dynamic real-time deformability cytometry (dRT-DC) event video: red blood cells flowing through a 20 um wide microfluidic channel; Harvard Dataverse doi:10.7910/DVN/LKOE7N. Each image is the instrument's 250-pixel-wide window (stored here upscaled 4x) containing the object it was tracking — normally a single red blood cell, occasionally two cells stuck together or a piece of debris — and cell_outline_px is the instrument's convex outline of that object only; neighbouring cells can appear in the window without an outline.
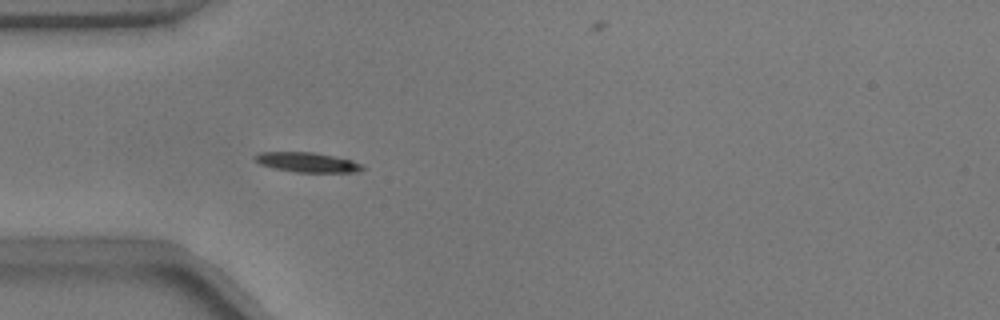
{"species": "common noctule bat (a hibernating species)", "species_latin": "Nyctalus noctula", "temperature_condition": "warm", "stored_images_in_passage": 41, "camera_frame_rate_fps": 3000, "um_per_image_px": 0.085, "animal": {"sex": "male", "body_mass_g": 17.9}, "frame": {"image": 1, "passage_image": 3, "time_ms": 0.667, "image_size_px": [1000, 320], "cell_outline_px": [[364, 168], [356, 172], [296, 172], [272, 168], [260, 164], [252, 156], [260, 152], [312, 152], [352, 160], [360, 164]], "centroid_in_image_um": [26.06, 13.79], "position_along_channel_um": 58.9, "area_um2": 12.25}}
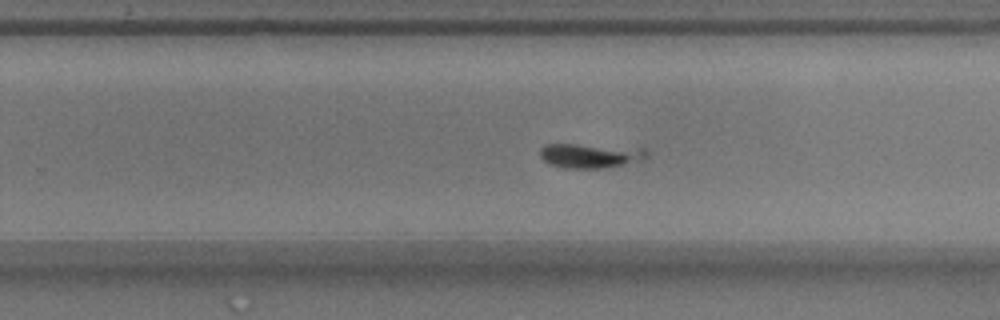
{"frame": {"image": 2, "passage_image": 21, "time_ms": 6.667, "image_size_px": [1000, 320], "cell_outline_px": [[648, 156], [620, 164], [600, 168], [564, 168], [548, 164], [540, 156], [540, 148], [544, 144], [576, 144], [648, 148]], "centroid_in_image_um": [50.1, 13.2], "position_along_channel_um": 279.7, "area_um2": 15.03}}
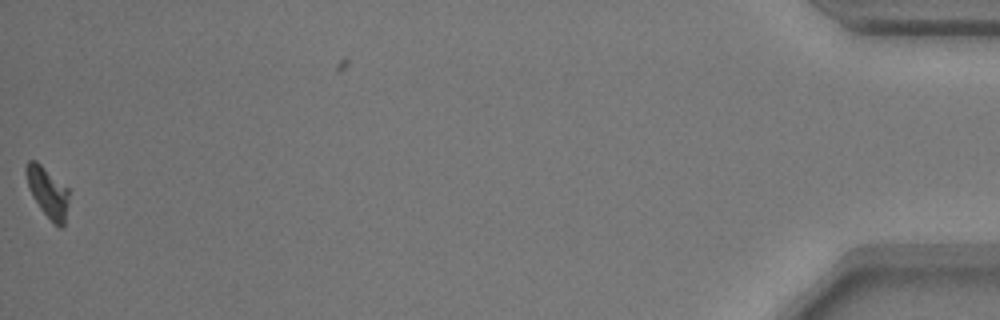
{"frame": {"image": 3, "passage_image": 41, "time_ms": 13.333, "image_size_px": [1000, 320], "cell_outline_px": [[68, 204], [64, 224], [60, 228], [40, 208], [32, 196], [28, 188], [24, 172], [24, 168], [28, 160], [36, 160], [68, 188]], "centroid_in_image_um": [4.02, 16.29], "position_along_channel_um": 431.2, "area_um2": 12.43}}